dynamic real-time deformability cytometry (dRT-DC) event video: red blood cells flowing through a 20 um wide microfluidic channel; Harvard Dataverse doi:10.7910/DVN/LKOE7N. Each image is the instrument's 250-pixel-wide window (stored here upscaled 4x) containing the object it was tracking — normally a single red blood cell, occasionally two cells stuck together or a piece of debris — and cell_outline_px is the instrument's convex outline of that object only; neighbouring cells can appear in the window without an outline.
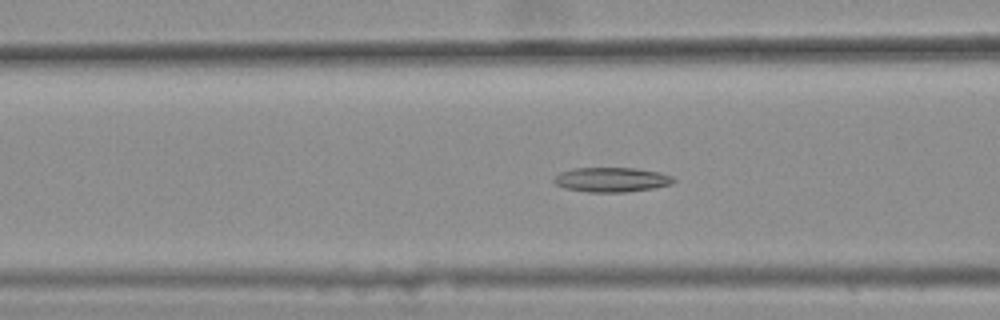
{"species": "common noctule bat (a hibernating species)", "species_latin": "Nyctalus noctula", "temperature_condition": "warm", "stored_images_in_passage": 45, "camera_frame_rate_fps": 3000, "um_per_image_px": 0.085, "animal": {"sex": "female", "body_mass_g": 25.1}, "frame": {"image": 1, "passage_image": 18, "time_ms": 5.667, "image_size_px": [1000, 320], "cell_outline_px": [[676, 180], [672, 184], [652, 188], [624, 192], [588, 192], [564, 188], [556, 184], [552, 180], [560, 172], [576, 168], [636, 168], [660, 172], [672, 176]], "centroid_in_image_um": [51.99, 15.27], "position_along_channel_um": 114.6, "area_um2": 17.11}}
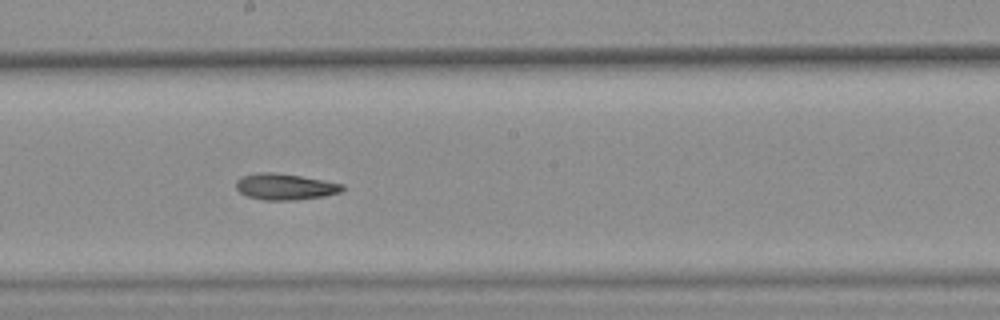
{"frame": {"image": 2, "passage_image": 27, "time_ms": 8.667, "image_size_px": [1000, 320], "cell_outline_px": [[344, 188], [340, 192], [324, 196], [296, 200], [264, 200], [248, 196], [240, 192], [236, 188], [236, 180], [240, 176], [256, 172], [272, 172], [300, 176], [324, 180], [344, 184]], "centroid_in_image_um": [24.21, 15.86], "position_along_channel_um": 224.0, "area_um2": 16.3}}
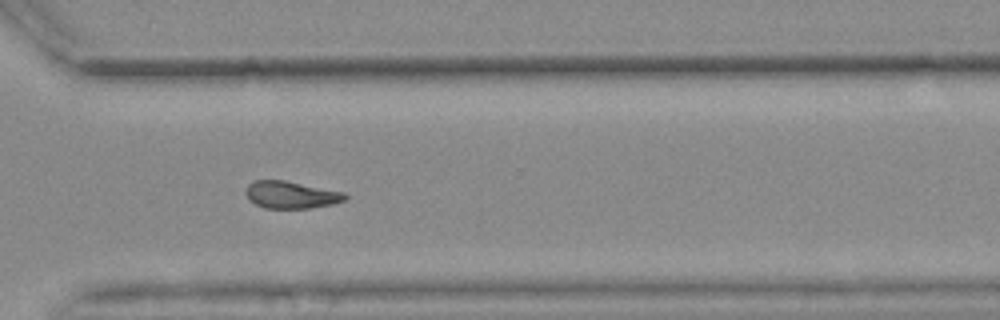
{"frame": {"image": 3, "passage_image": 37, "time_ms": 12.0, "image_size_px": [1000, 320], "cell_outline_px": [[348, 196], [344, 200], [332, 204], [308, 208], [264, 208], [248, 200], [244, 192], [248, 184], [252, 180], [284, 180], [344, 192]], "centroid_in_image_um": [24.69, 16.55], "position_along_channel_um": 345.9, "area_um2": 15.78}}